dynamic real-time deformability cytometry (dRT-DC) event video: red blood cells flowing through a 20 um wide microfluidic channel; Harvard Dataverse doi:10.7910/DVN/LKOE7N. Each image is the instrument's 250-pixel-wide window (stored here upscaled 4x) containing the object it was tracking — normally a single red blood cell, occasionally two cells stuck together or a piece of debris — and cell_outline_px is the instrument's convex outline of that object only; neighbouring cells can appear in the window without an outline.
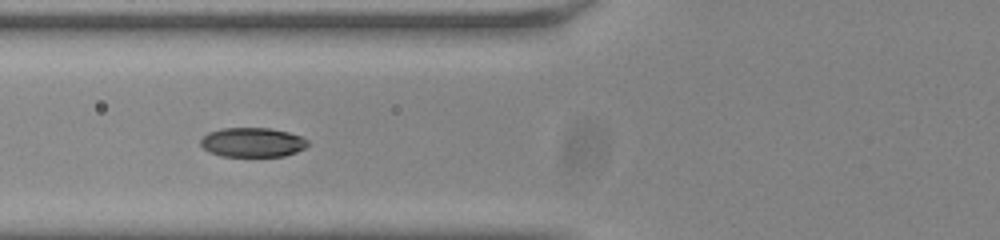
{"species": "common noctule bat (a hibernating species)", "species_latin": "Nyctalus noctula", "temperature_condition": "room temperature", "stored_images_in_passage": 38, "camera_frame_rate_fps": 3000, "um_per_image_px": 0.085, "animal": {"sex": "male", "body_mass_g": 20.0, "forearm_length_mm": 53.3}, "frame": {"image": 1, "passage_image": 6, "time_ms": 1.667, "image_size_px": [1000, 240], "cell_outline_px": [[312, 144], [296, 152], [284, 156], [220, 156], [208, 152], [200, 144], [200, 140], [208, 132], [220, 128], [268, 128], [288, 132], [300, 136], [308, 140]], "centroid_in_image_um": [21.46, 12.1], "position_along_channel_um": 104.3, "area_um2": 18.5}}
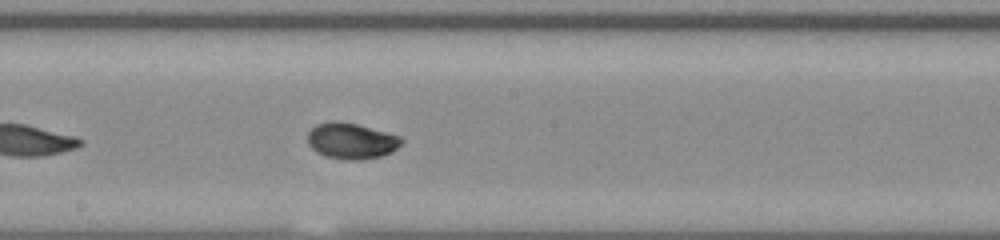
{"frame": {"image": 2, "passage_image": 15, "time_ms": 4.667, "image_size_px": [1000, 240], "cell_outline_px": [[404, 140], [392, 152], [380, 156], [360, 160], [348, 160], [324, 156], [316, 152], [308, 144], [308, 132], [316, 124], [332, 120], [340, 120], [356, 124], [400, 136]], "centroid_in_image_um": [29.83, 11.97], "position_along_channel_um": 218.4, "area_um2": 19.71}}
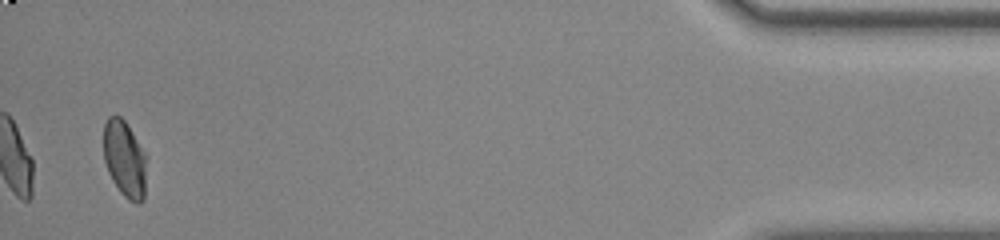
{"frame": {"image": 3, "passage_image": 37, "time_ms": 12.0, "image_size_px": [1000, 240], "cell_outline_px": [[148, 156], [144, 200], [140, 204], [136, 204], [128, 200], [120, 192], [112, 180], [108, 172], [104, 160], [104, 124], [108, 116], [120, 116], [124, 120]], "centroid_in_image_um": [10.63, 13.55], "position_along_channel_um": 424.6, "area_um2": 19.65}, "authors_computed_cell_mechanics": {"area_um2": 19.2185, "velocity_mm_per_s": 3.7969, "shape_relaxation_time_tau1_ms": 2.8451, "shape_relaxation_time_tau2_ms": null, "deformation_change_tau1": 0.1369, "deformation_change_tau2": null}}